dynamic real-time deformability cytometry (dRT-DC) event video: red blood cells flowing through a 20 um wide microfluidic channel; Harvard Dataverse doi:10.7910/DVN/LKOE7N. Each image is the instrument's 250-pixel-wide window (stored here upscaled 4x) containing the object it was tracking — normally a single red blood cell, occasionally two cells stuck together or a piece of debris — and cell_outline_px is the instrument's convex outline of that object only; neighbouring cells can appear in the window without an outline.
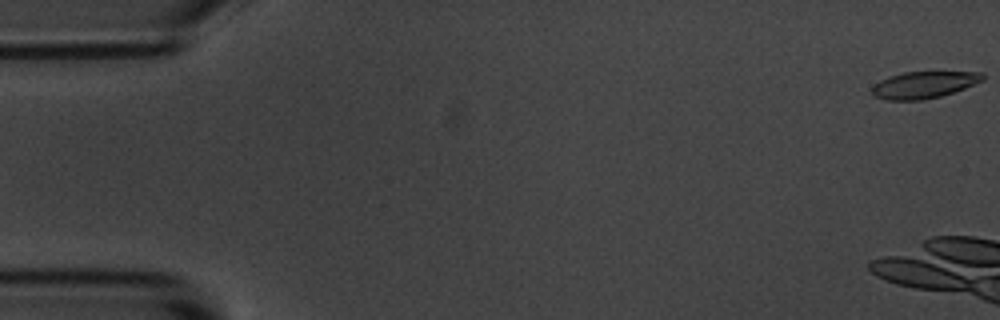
{"species": "common noctule bat (a hibernating species)", "species_latin": "Nyctalus noctula", "temperature_condition": "room temperature", "stored_images_in_passage": 4, "camera_frame_rate_fps": 3000, "um_per_image_px": 0.085, "animal": {"sex": "male", "body_mass_g": 20.1, "forearm_length_mm": 53.5}, "frame": {"image": 1, "passage_image": 1, "time_ms": 0.0, "image_size_px": [1000, 320], "cell_outline_px": [[984, 80], [964, 88], [940, 96], [920, 100], [888, 100], [876, 96], [872, 92], [872, 88], [880, 80], [888, 76], [904, 72], [984, 72]], "centroid_in_image_um": [78.54, 7.2], "position_along_channel_um": 6.5, "area_um2": 17.05}}